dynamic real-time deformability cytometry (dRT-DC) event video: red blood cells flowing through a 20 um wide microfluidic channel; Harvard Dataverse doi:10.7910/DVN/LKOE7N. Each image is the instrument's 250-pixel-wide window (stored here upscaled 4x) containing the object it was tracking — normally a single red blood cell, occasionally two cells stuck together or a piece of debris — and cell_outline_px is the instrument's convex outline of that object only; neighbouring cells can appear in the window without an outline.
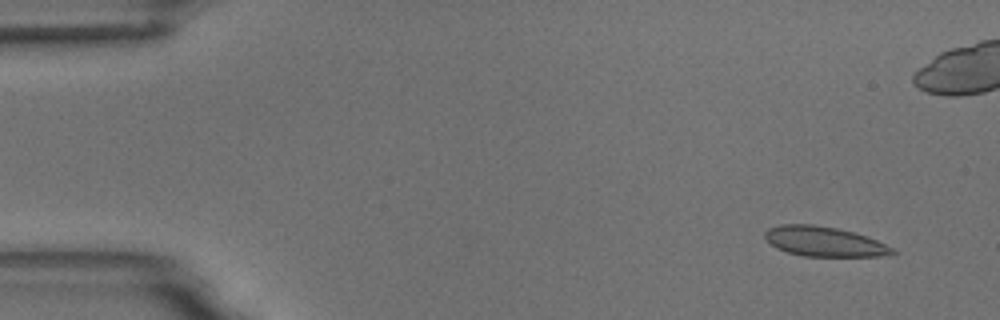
{"species": "common noctule bat (a hibernating species)", "species_latin": "Nyctalus noctula", "temperature_condition": "room temperature", "stored_images_in_passage": 11, "camera_frame_rate_fps": 3000, "um_per_image_px": 0.085, "animal": {"sex": "male", "body_mass_g": 18.8}, "frame": {"image": 1, "passage_image": 1, "time_ms": 0.0, "image_size_px": [1000, 320], "cell_outline_px": [[896, 252], [880, 256], [800, 256], [776, 248], [764, 236], [764, 232], [768, 228], [780, 224], [812, 224], [836, 228], [856, 232], [868, 236], [892, 248]], "centroid_in_image_um": [70.02, 20.52], "position_along_channel_um": 15.0, "area_um2": 22.08}}